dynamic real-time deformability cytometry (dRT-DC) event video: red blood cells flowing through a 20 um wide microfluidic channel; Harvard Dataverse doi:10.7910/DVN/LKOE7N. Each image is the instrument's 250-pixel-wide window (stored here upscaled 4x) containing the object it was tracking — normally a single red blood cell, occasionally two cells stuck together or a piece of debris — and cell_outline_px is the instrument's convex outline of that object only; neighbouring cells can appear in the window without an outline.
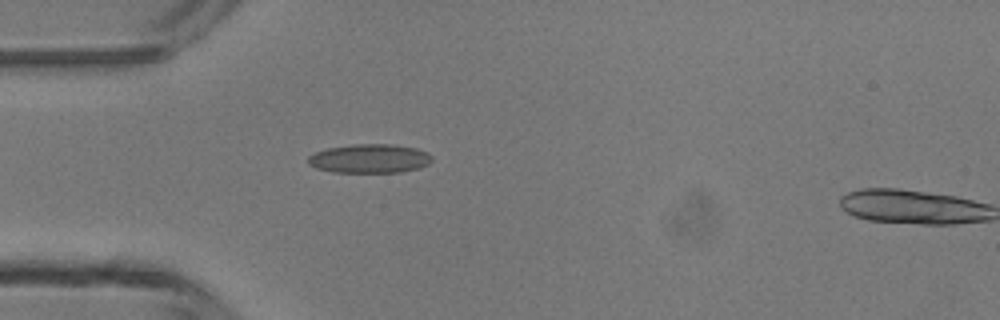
{"species": "common noctule bat (a hibernating species)", "species_latin": "Nyctalus noctula", "temperature_condition": "room temperature", "stored_images_in_passage": 4, "camera_frame_rate_fps": 3000, "um_per_image_px": 0.085, "animal": {"sex": "male", "body_mass_g": 13.3}, "frame": {"image": 1, "passage_image": 3, "time_ms": 2.333, "image_size_px": [1000, 320], "cell_outline_px": [[432, 160], [428, 164], [420, 168], [400, 172], [332, 172], [316, 168], [308, 164], [308, 156], [316, 152], [328, 148], [352, 144], [388, 144], [416, 148], [428, 152], [432, 156]], "centroid_in_image_um": [31.43, 13.48], "position_along_channel_um": 53.6, "area_um2": 20.92}}